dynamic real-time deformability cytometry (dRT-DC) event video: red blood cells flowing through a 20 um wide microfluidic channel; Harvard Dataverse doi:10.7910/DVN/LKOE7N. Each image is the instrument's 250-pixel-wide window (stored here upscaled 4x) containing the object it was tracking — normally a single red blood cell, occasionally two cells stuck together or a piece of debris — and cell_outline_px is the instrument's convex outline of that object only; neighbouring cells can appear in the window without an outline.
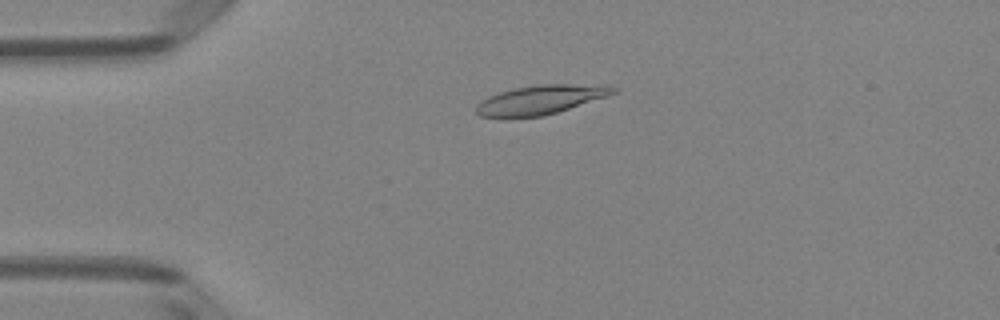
{"species": "Egyptian fruit bat (a non-hibernating species)", "species_latin": "Rousettus aegyptiacus", "temperature_condition": "room temperature", "stored_images_in_passage": 41, "camera_frame_rate_fps": 3000, "um_per_image_px": 0.085, "animal": {"sex": "female"}, "frame": {"image": 1, "passage_image": 3, "time_ms": 0.667, "image_size_px": [1000, 320], "cell_outline_px": [[620, 88], [616, 92], [608, 96], [544, 116], [508, 120], [504, 120], [480, 116], [476, 112], [476, 104], [480, 100], [488, 96], [500, 92], [516, 88], [536, 84], [612, 84]], "centroid_in_image_um": [45.94, 8.5], "position_along_channel_um": 39.1, "area_um2": 24.28}}
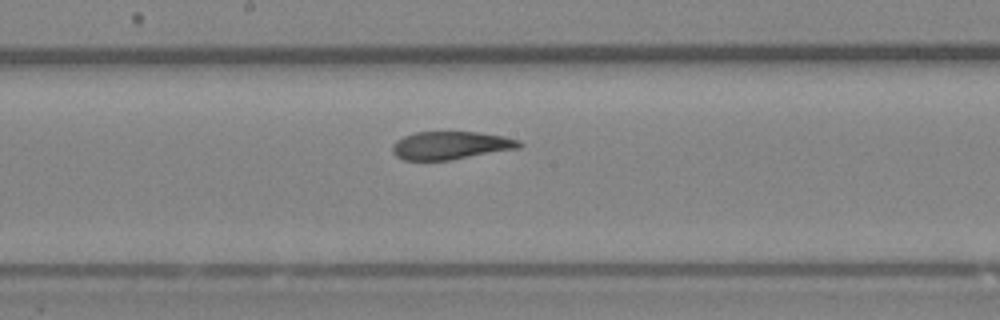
{"frame": {"image": 2, "passage_image": 18, "time_ms": 5.667, "image_size_px": [1000, 320], "cell_outline_px": [[524, 144], [520, 148], [448, 160], [404, 160], [396, 156], [392, 152], [392, 144], [396, 140], [404, 136], [416, 132], [476, 132], [504, 136], [520, 140]], "centroid_in_image_um": [38.31, 12.35], "position_along_channel_um": 209.9, "area_um2": 20.69}}
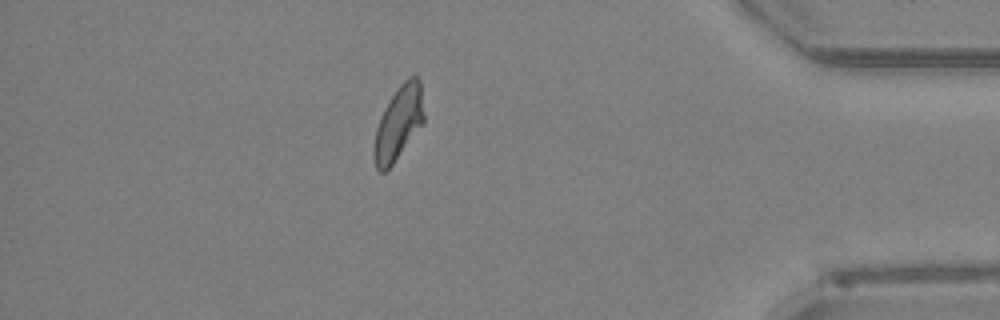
{"frame": {"image": 3, "passage_image": 35, "time_ms": 11.333, "image_size_px": [1000, 320], "cell_outline_px": [[424, 124], [392, 164], [384, 172], [380, 172], [376, 168], [372, 156], [372, 148], [376, 128], [380, 116], [384, 108], [396, 88], [408, 76], [416, 72], [420, 80], [424, 116]], "centroid_in_image_um": [33.87, 10.43], "position_along_channel_um": 401.3, "area_um2": 21.91}, "authors_computed_cell_mechanics": {"area_um2": 21.8484, "velocity_mm_per_s": 4.0516, "shape_relaxation_time_tau1_ms": 7.0204, "shape_relaxation_time_tau2_ms": 2.2478, "deformation_change_tau1": 0.1877, "deformation_change_tau2": 0.0714}}